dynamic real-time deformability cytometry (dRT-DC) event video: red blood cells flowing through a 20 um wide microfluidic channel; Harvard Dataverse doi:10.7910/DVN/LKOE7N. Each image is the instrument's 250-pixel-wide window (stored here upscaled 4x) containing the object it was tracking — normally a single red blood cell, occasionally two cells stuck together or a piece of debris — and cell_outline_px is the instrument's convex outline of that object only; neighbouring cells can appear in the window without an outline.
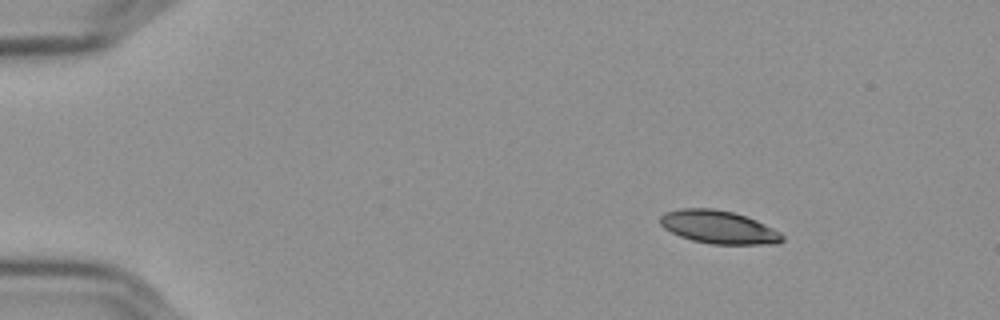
{"species": "Egyptian fruit bat (a non-hibernating species)", "species_latin": "Rousettus aegyptiacus", "temperature_condition": "cold", "stored_images_in_passage": 50, "camera_frame_rate_fps": 3000, "um_per_image_px": 0.085, "frame": {"image": 1, "passage_image": 1, "time_ms": 0.0, "image_size_px": [1000, 320], "cell_outline_px": [[784, 240], [776, 244], [712, 244], [692, 240], [680, 236], [664, 228], [660, 224], [660, 216], [664, 212], [680, 208], [712, 208], [732, 212], [756, 220], [780, 232], [784, 236]], "centroid_in_image_um": [61.07, 19.3], "position_along_channel_um": 23.9, "area_um2": 23.47}}
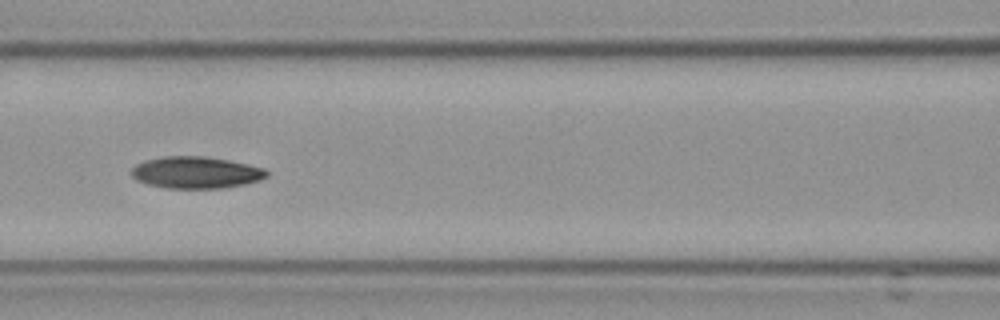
{"frame": {"image": 2, "passage_image": 19, "time_ms": 6.0, "image_size_px": [1000, 320], "cell_outline_px": [[268, 176], [260, 180], [248, 184], [224, 188], [168, 188], [148, 184], [136, 180], [128, 172], [136, 164], [144, 160], [164, 156], [204, 156], [228, 160], [248, 164], [264, 168], [268, 172]], "centroid_in_image_um": [16.65, 14.66], "position_along_channel_um": 149.9, "area_um2": 25.32}}
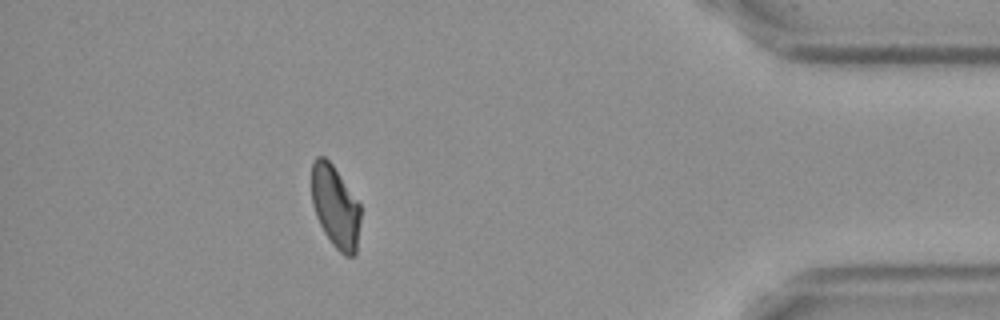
{"frame": {"image": 3, "passage_image": 44, "time_ms": 14.333, "image_size_px": [1000, 320], "cell_outline_px": [[360, 220], [356, 256], [344, 256], [332, 244], [324, 232], [316, 216], [312, 204], [312, 164], [316, 156], [324, 156], [332, 164], [360, 204]], "centroid_in_image_um": [28.51, 17.59], "position_along_channel_um": 406.7, "area_um2": 23.41}, "authors_computed_cell_mechanics": {"area_um2": 24.7962, "velocity_mm_per_s": 3.593, "shape_relaxation_time_tau1_ms": null, "shape_relaxation_time_tau2_ms": 7.811, "deformation_change_tau1": null, "deformation_change_tau2": 0.122}}